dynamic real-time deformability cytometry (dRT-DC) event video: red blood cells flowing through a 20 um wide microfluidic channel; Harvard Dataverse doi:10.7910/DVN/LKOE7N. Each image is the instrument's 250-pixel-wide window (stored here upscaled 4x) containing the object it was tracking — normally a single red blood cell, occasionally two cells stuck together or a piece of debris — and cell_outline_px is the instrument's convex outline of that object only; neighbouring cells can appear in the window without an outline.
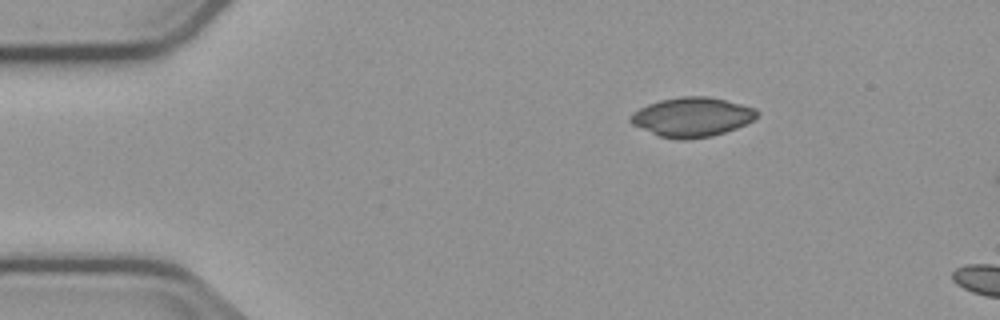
{"species": "common noctule bat (a hibernating species)", "species_latin": "Nyctalus noctula", "temperature_condition": "cold", "stored_images_in_passage": 2, "camera_frame_rate_fps": 3000, "um_per_image_px": 0.085, "animal": {"sex": "male", "body_mass_g": 23.1, "forearm_length_mm": 52.7}, "frame": {"image": 1, "passage_image": 1, "time_ms": 0.0, "image_size_px": [1000, 320], "cell_outline_px": [[756, 116], [752, 120], [736, 128], [712, 136], [688, 140], [676, 140], [660, 136], [632, 124], [628, 120], [632, 112], [648, 104], [660, 100], [680, 96], [708, 96], [756, 108]], "centroid_in_image_um": [58.78, 9.95], "position_along_channel_um": 26.2, "area_um2": 28.84}}